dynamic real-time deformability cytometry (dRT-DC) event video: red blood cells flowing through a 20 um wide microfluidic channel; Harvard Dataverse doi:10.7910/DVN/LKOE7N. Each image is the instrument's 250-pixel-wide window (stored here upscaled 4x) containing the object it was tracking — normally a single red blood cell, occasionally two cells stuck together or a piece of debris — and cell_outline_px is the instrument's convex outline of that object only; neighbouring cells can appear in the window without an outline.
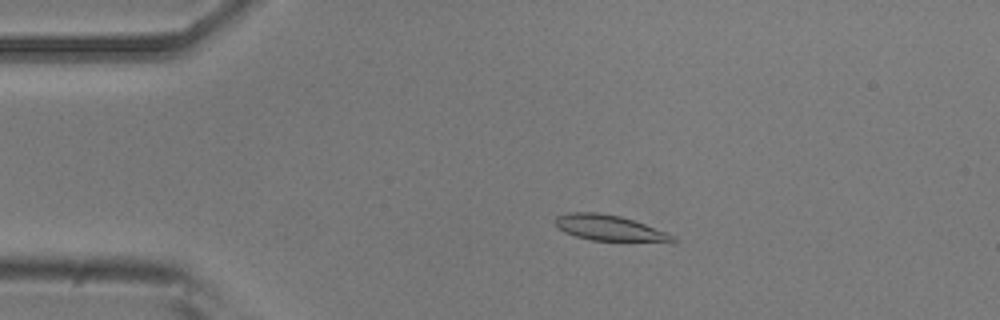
{"species": "common noctule bat (a hibernating species)", "species_latin": "Nyctalus noctula", "temperature_condition": "room temperature", "stored_images_in_passage": 51, "camera_frame_rate_fps": 3000, "um_per_image_px": 0.085, "animal": {"sex": "male", "body_mass_g": 20.5, "forearm_length_mm": 52.5}, "frame": {"image": 1, "passage_image": 9, "time_ms": 2.667, "image_size_px": [1000, 320], "cell_outline_px": [[680, 240], [676, 244], [672, 244], [592, 240], [576, 236], [564, 232], [556, 224], [556, 216], [568, 212], [600, 212], [620, 216], [668, 232], [676, 236]], "centroid_in_image_um": [51.99, 19.43], "position_along_channel_um": 33.0, "area_um2": 18.32}}
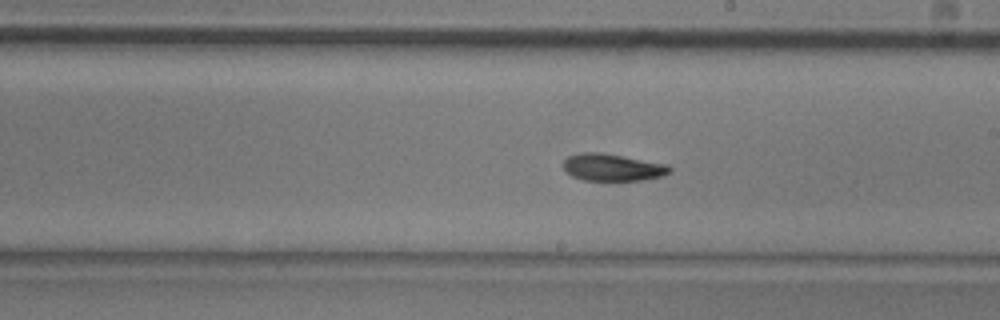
{"frame": {"image": 2, "passage_image": 28, "time_ms": 9.0, "image_size_px": [1000, 320], "cell_outline_px": [[672, 172], [664, 176], [640, 180], [584, 180], [572, 176], [564, 168], [564, 160], [568, 156], [584, 152], [600, 152], [668, 164], [672, 168]], "centroid_in_image_um": [52.11, 14.22], "position_along_channel_um": 236.9, "area_um2": 16.76}}
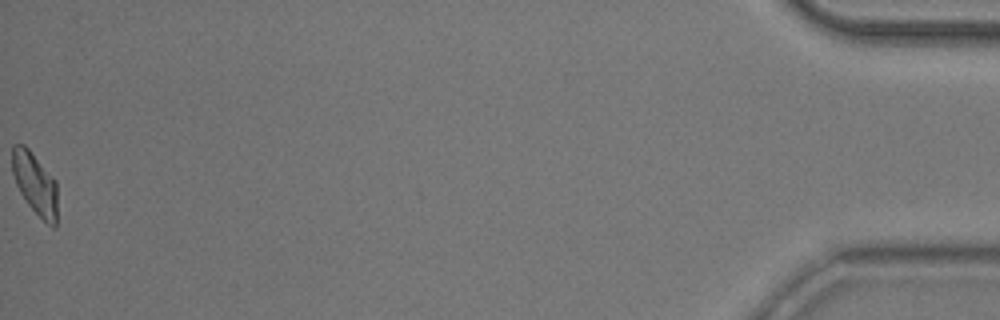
{"frame": {"image": 3, "passage_image": 51, "time_ms": 16.667, "image_size_px": [1000, 320], "cell_outline_px": [[56, 228], [52, 228], [28, 204], [20, 192], [16, 184], [12, 172], [12, 144], [24, 144], [28, 148], [56, 180]], "centroid_in_image_um": [2.96, 15.58], "position_along_channel_um": 432.2, "area_um2": 16.18}, "authors_computed_cell_mechanics": {"area_um2": 17.1088, "velocity_mm_per_s": 3.8748, "shape_relaxation_time_tau1_ms": 5.3099, "shape_relaxation_time_tau2_ms": 8.5748, "deformation_change_tau1": 0.1332, "deformation_change_tau2": 0.1188}}